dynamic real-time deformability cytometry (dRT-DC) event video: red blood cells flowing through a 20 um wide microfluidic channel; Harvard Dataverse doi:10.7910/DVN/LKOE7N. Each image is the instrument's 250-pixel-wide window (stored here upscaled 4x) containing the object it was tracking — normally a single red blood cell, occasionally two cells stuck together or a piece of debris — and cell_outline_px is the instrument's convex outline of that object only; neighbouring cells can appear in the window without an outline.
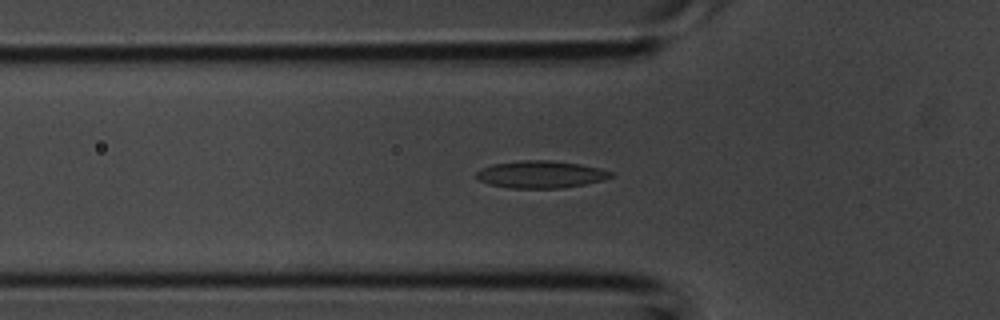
{"species": "common noctule bat (a hibernating species)", "species_latin": "Nyctalus noctula", "temperature_condition": "room temperature", "stored_images_in_passage": 39, "segment_of_instrument_passage": [1, 2], "camera_frame_rate_fps": 3000, "um_per_image_px": 0.085, "animal": {"sex": "male", "body_mass_g": 20.1, "forearm_length_mm": 53.5}, "frame": {"image": 1, "passage_image": 12, "time_ms": 3.667, "image_size_px": [1000, 320], "cell_outline_px": [[612, 176], [604, 180], [584, 184], [560, 188], [512, 188], [488, 184], [480, 180], [476, 176], [476, 172], [480, 168], [492, 164], [524, 160], [552, 160], [580, 164], [612, 172]], "centroid_in_image_um": [45.92, 14.82], "position_along_channel_um": 79.9, "area_um2": 21.21}}
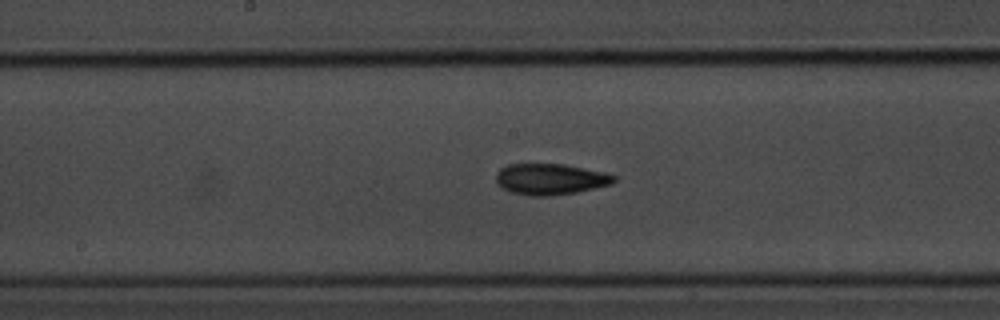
{"frame": {"image": 2, "passage_image": 19, "time_ms": 6.0, "image_size_px": [1000, 320], "cell_outline_px": [[616, 180], [612, 184], [576, 192], [552, 196], [532, 196], [512, 192], [500, 188], [496, 184], [496, 172], [500, 168], [508, 164], [564, 164], [604, 172], [616, 176]], "centroid_in_image_um": [46.75, 15.23], "position_along_channel_um": 201.5, "area_um2": 21.5}}
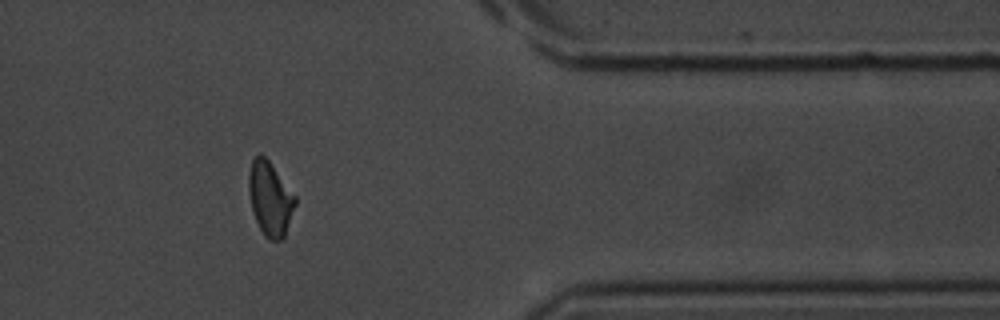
{"frame": {"image": 3, "passage_image": 31, "time_ms": 10.0, "image_size_px": [1000, 320], "cell_outline_px": [[296, 204], [284, 236], [280, 240], [268, 240], [264, 236], [256, 220], [252, 208], [248, 192], [248, 172], [252, 160], [260, 152], [268, 160], [296, 196]], "centroid_in_image_um": [22.94, 16.87], "position_along_channel_um": 388.5, "area_um2": 19.94}}